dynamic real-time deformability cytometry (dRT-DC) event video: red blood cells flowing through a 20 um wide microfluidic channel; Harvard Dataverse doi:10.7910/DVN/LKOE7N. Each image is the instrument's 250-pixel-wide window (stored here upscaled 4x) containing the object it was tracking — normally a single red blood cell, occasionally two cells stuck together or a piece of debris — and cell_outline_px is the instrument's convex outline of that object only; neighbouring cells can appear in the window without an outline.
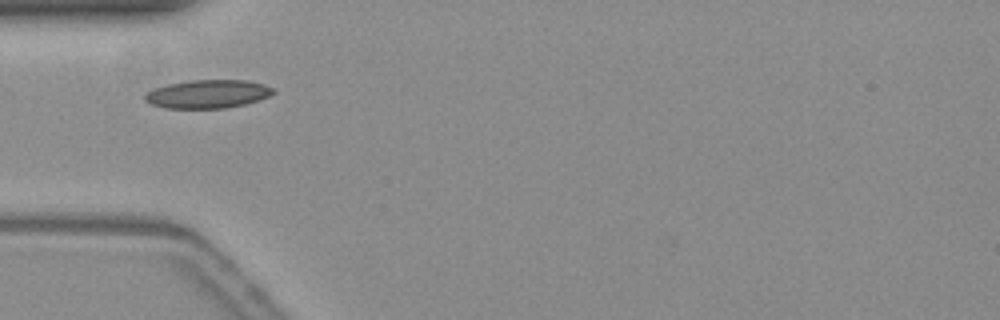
{"species": "common noctule bat (a hibernating species)", "species_latin": "Nyctalus noctula", "temperature_condition": "warm", "stored_images_in_passage": 38, "camera_frame_rate_fps": 3000, "um_per_image_px": 0.085, "animal": {"sex": "female", "body_mass_g": 19.3, "forearm_length_mm": 54.1}, "frame": {"image": 1, "passage_image": 1, "time_ms": 0.0, "image_size_px": [1000, 320], "cell_outline_px": [[276, 92], [268, 96], [244, 104], [224, 108], [164, 108], [152, 104], [144, 100], [144, 96], [152, 88], [168, 84], [192, 80], [248, 80], [264, 84], [276, 88]], "centroid_in_image_um": [17.66, 7.98], "position_along_channel_um": 67.3, "area_um2": 21.21}}
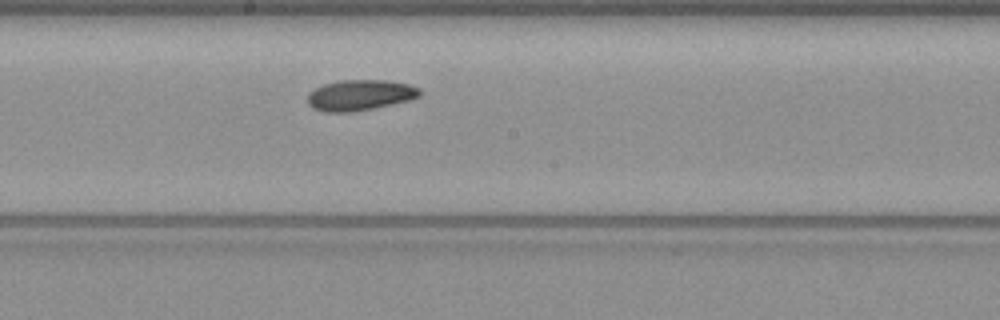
{"frame": {"image": 2, "passage_image": 13, "time_ms": 4.0, "image_size_px": [1000, 320], "cell_outline_px": [[420, 96], [408, 100], [372, 108], [348, 112], [324, 112], [312, 108], [308, 104], [308, 92], [324, 84], [340, 80], [388, 80], [408, 84], [420, 88]], "centroid_in_image_um": [30.57, 8.08], "position_along_channel_um": 217.6, "area_um2": 19.94}}
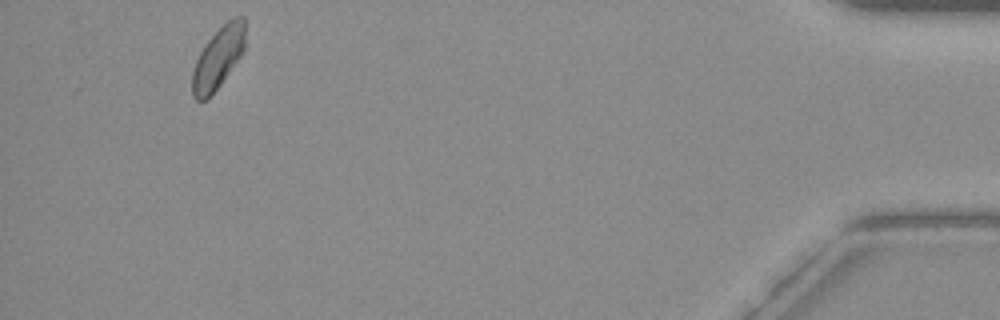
{"frame": {"image": 3, "passage_image": 35, "time_ms": 11.333, "image_size_px": [1000, 320], "cell_outline_px": [[244, 48], [240, 56], [220, 84], [204, 100], [196, 100], [192, 96], [192, 72], [196, 60], [204, 44], [232, 16], [244, 16]], "centroid_in_image_um": [18.52, 4.9], "position_along_channel_um": 416.7, "area_um2": 18.5}, "authors_computed_cell_mechanics": {"area_um2": 19.6809, "velocity_mm_per_s": 3.7545, "shape_relaxation_time_tau1_ms": 4.9103, "shape_relaxation_time_tau2_ms": null, "deformation_change_tau1": 0.1076, "deformation_change_tau2": null}}